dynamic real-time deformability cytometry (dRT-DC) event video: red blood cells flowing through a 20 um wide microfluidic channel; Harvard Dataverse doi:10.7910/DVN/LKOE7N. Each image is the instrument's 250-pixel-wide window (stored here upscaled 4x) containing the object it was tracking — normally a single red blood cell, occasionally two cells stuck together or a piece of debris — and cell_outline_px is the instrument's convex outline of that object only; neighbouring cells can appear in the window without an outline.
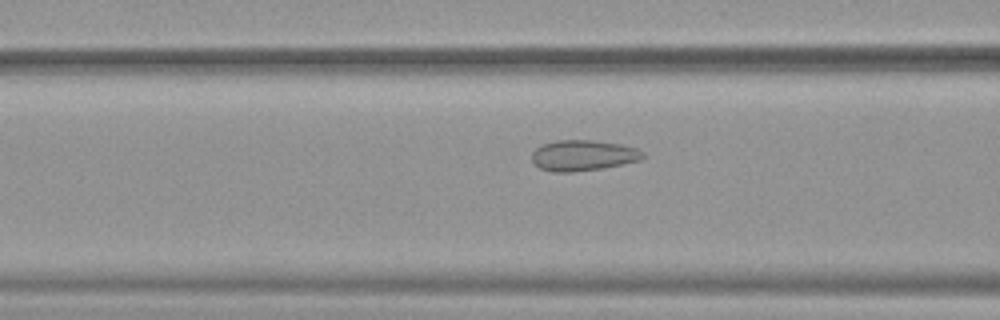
{"species": "common noctule bat (a hibernating species)", "species_latin": "Nyctalus noctula", "temperature_condition": "warm", "stored_images_in_passage": 52, "camera_frame_rate_fps": 3000, "um_per_image_px": 0.085, "animal": {"sex": "female", "body_mass_g": 19.9}, "frame": {"image": 1, "passage_image": 21, "time_ms": 6.667, "image_size_px": [1000, 320], "cell_outline_px": [[644, 156], [640, 160], [604, 168], [572, 172], [552, 172], [540, 168], [532, 160], [532, 152], [536, 148], [544, 144], [556, 140], [592, 140], [620, 144], [636, 148], [644, 152]], "centroid_in_image_um": [49.56, 13.21], "position_along_channel_um": 117.0, "area_um2": 19.83}}
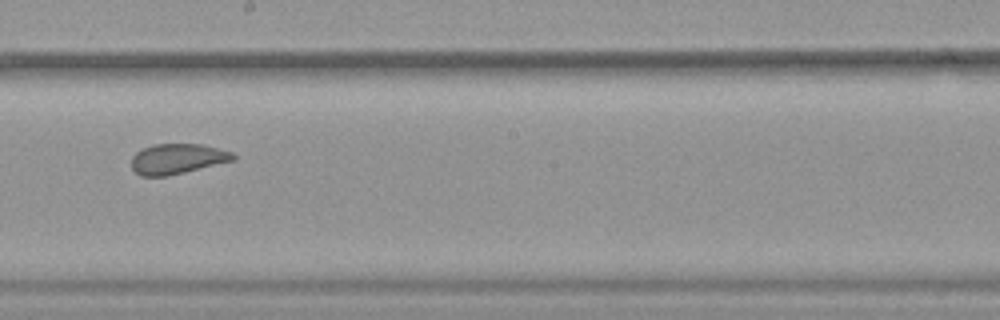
{"frame": {"image": 2, "passage_image": 30, "time_ms": 9.667, "image_size_px": [1000, 320], "cell_outline_px": [[236, 160], [168, 176], [140, 176], [132, 168], [132, 156], [136, 152], [144, 148], [156, 144], [204, 144], [232, 152], [236, 156]], "centroid_in_image_um": [15.1, 13.5], "position_along_channel_um": 233.1, "area_um2": 17.98}}
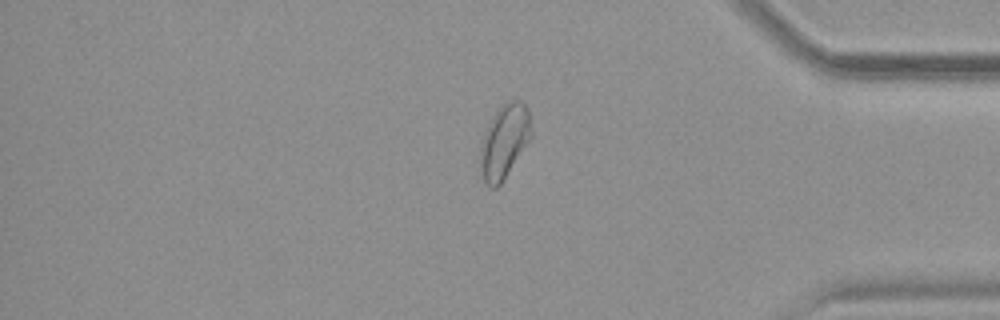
{"frame": {"image": 3, "passage_image": 44, "time_ms": 14.333, "image_size_px": [1000, 320], "cell_outline_px": [[532, 136], [500, 184], [496, 188], [492, 188], [484, 180], [480, 168], [480, 144], [484, 132], [492, 116], [512, 96], [520, 100], [528, 108], [532, 132]], "centroid_in_image_um": [42.87, 11.96], "position_along_channel_um": 392.3, "area_um2": 21.85}, "authors_computed_cell_mechanics": {"area_um2": 21.2993, "velocity_mm_per_s": 3.8894, "shape_relaxation_time_tau1_ms": null, "shape_relaxation_time_tau2_ms": 0.8933, "deformation_change_tau1": null, "deformation_change_tau2": 0.0648}}